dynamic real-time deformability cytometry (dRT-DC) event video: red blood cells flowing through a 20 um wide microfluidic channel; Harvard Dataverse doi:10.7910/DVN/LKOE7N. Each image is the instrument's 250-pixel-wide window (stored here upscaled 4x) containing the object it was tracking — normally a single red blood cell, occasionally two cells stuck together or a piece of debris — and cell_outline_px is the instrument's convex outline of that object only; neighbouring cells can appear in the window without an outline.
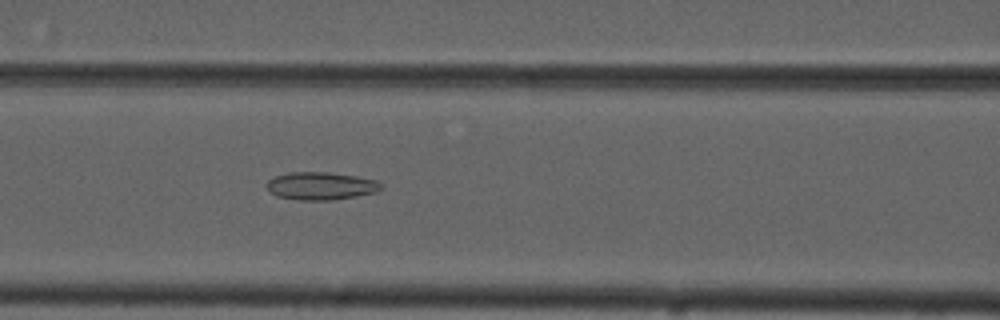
{"species": "common noctule bat (a hibernating species)", "species_latin": "Nyctalus noctula", "temperature_condition": "cold", "stored_images_in_passage": 49, "camera_frame_rate_fps": 3000, "um_per_image_px": 0.085, "animal": {"sex": "male", "forearm_length_mm": 52.5}, "frame": {"image": 1, "passage_image": 17, "time_ms": 5.333, "image_size_px": [1000, 320], "cell_outline_px": [[380, 188], [376, 192], [356, 196], [328, 200], [296, 200], [276, 196], [268, 188], [268, 180], [276, 176], [288, 172], [328, 172], [356, 176], [376, 180], [380, 184]], "centroid_in_image_um": [27.25, 15.8], "position_along_channel_um": 139.3, "area_um2": 18.26}}
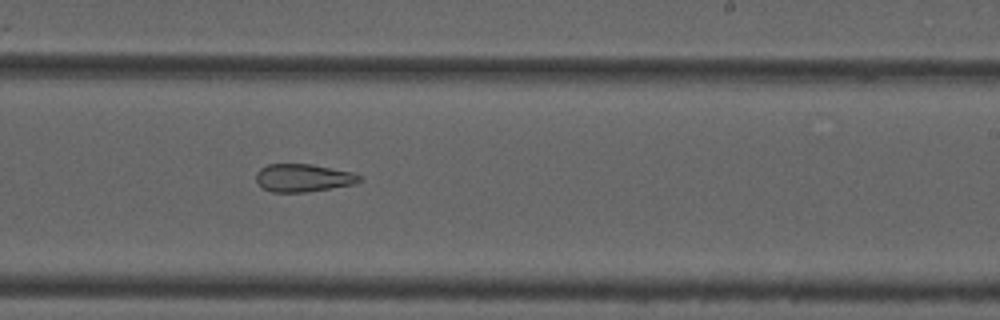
{"frame": {"image": 2, "passage_image": 27, "time_ms": 8.667, "image_size_px": [1000, 320], "cell_outline_px": [[360, 180], [356, 184], [304, 192], [272, 192], [264, 188], [256, 180], [256, 172], [260, 168], [268, 164], [312, 164], [352, 172], [360, 176]], "centroid_in_image_um": [25.76, 15.11], "position_along_channel_um": 263.2, "area_um2": 16.65}}
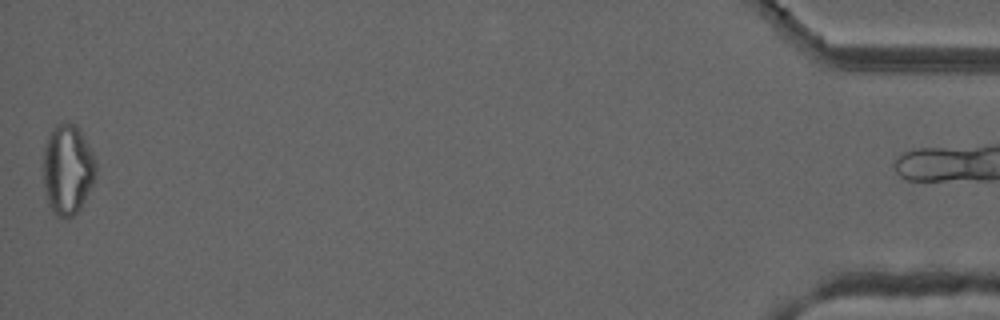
{"frame": {"image": 3, "passage_image": 48, "time_ms": 15.667, "image_size_px": [1000, 320], "cell_outline_px": [[96, 176], [80, 208], [68, 220], [56, 216], [52, 212], [48, 204], [44, 188], [44, 144], [48, 136], [56, 124], [76, 124], [92, 152], [96, 160]], "centroid_in_image_um": [5.74, 14.44], "position_along_channel_um": 429.5, "area_um2": 27.57}, "authors_computed_cell_mechanics": {"area_um2": 21.6172, "velocity_mm_per_s": 3.7283, "shape_relaxation_time_tau1_ms": null, "shape_relaxation_time_tau2_ms": 4.7938, "deformation_change_tau1": null, "deformation_change_tau2": 0.144}}